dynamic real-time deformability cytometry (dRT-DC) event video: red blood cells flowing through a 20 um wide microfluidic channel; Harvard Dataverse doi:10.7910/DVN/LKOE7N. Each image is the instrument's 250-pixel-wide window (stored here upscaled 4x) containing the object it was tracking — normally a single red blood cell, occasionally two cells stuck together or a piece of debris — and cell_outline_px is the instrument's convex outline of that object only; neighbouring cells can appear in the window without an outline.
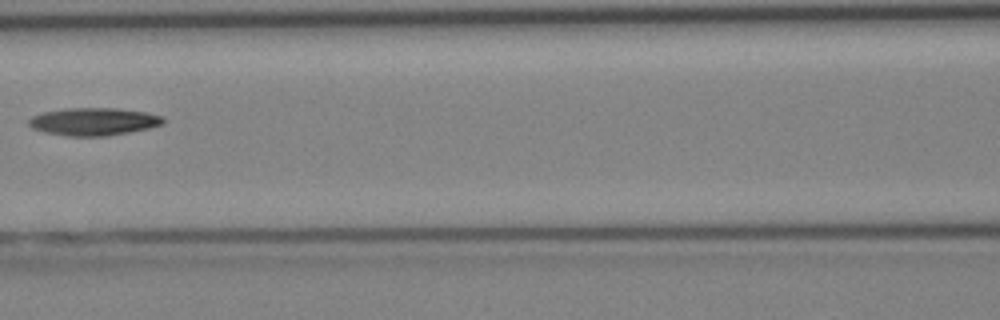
{"species": "Egyptian fruit bat (a non-hibernating species)", "species_latin": "Rousettus aegyptiacus", "temperature_condition": "cold", "stored_images_in_passage": 5, "camera_frame_rate_fps": 3000, "um_per_image_px": 0.085, "animal": {"sex": "female"}, "frame": {"image": 1, "passage_image": 5, "time_ms": 4.667, "image_size_px": [1000, 320], "cell_outline_px": [[164, 124], [148, 128], [128, 132], [104, 136], [72, 136], [44, 132], [32, 128], [28, 124], [28, 120], [32, 116], [44, 112], [64, 108], [116, 108], [144, 112], [164, 116]], "centroid_in_image_um": [7.95, 10.33], "position_along_channel_um": 158.6, "area_um2": 21.56}}